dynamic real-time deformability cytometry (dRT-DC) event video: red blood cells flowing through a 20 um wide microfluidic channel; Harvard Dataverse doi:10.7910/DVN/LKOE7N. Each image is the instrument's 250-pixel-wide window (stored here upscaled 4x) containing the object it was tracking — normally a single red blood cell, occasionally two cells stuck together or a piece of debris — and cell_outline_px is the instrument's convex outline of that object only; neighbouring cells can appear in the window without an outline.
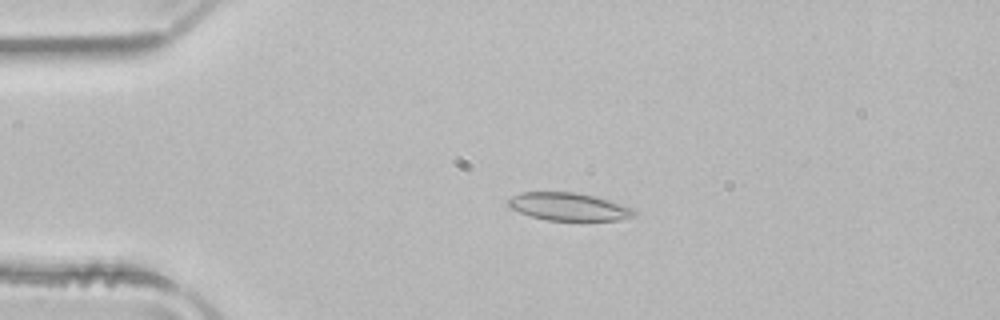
{"species": "common noctule bat (a hibernating species)", "species_latin": "Nyctalus noctula", "temperature_condition": "room temperature", "stored_images_in_passage": 47, "camera_frame_rate_fps": 3000, "um_per_image_px": 0.085, "animal": {"sex": "male", "body_mass_g": 21.5, "forearm_length_mm": 52.0}, "frame": {"image": 1, "passage_image": 7, "time_ms": 2.0, "image_size_px": [1000, 320], "cell_outline_px": [[640, 212], [636, 216], [620, 220], [548, 220], [532, 216], [520, 212], [512, 208], [508, 204], [508, 200], [512, 196], [524, 192], [576, 192], [608, 200], [632, 208]], "centroid_in_image_um": [48.39, 17.57], "position_along_channel_um": 36.6, "area_um2": 20.17}}
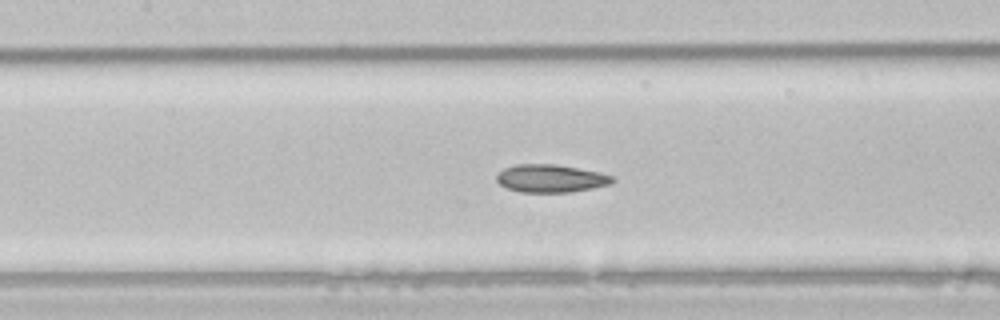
{"frame": {"image": 2, "passage_image": 19, "time_ms": 6.0, "image_size_px": [1000, 320], "cell_outline_px": [[616, 180], [612, 184], [572, 192], [520, 192], [508, 188], [500, 184], [496, 180], [496, 176], [504, 168], [516, 164], [556, 164], [600, 172], [612, 176]], "centroid_in_image_um": [46.84, 15.16], "position_along_channel_um": 160.6, "area_um2": 18.84}}
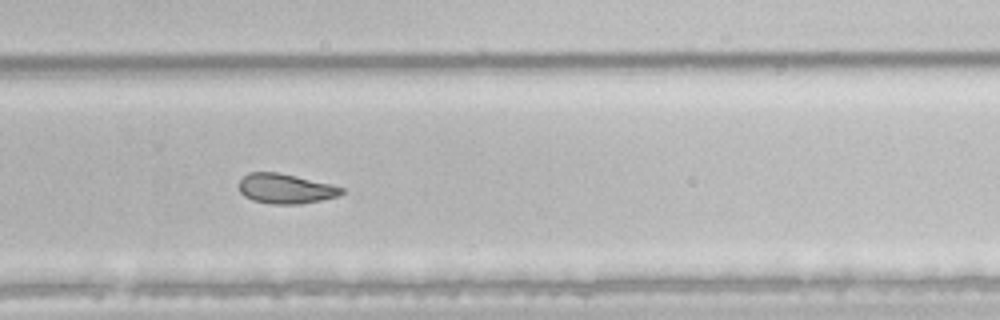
{"frame": {"image": 3, "passage_image": 30, "time_ms": 9.667, "image_size_px": [1000, 320], "cell_outline_px": [[344, 192], [336, 196], [320, 200], [300, 204], [272, 204], [252, 200], [244, 196], [240, 192], [240, 180], [248, 172], [280, 172], [332, 184], [344, 188]], "centroid_in_image_um": [24.27, 16.03], "position_along_channel_um": 305.5, "area_um2": 17.86}, "authors_computed_cell_mechanics": {"area_um2": 20.1722, "velocity_mm_per_s": 3.9718, "shape_relaxation_time_tau1_ms": null, "shape_relaxation_time_tau2_ms": 1.9784, "deformation_change_tau1": null, "deformation_change_tau2": 0.073}}